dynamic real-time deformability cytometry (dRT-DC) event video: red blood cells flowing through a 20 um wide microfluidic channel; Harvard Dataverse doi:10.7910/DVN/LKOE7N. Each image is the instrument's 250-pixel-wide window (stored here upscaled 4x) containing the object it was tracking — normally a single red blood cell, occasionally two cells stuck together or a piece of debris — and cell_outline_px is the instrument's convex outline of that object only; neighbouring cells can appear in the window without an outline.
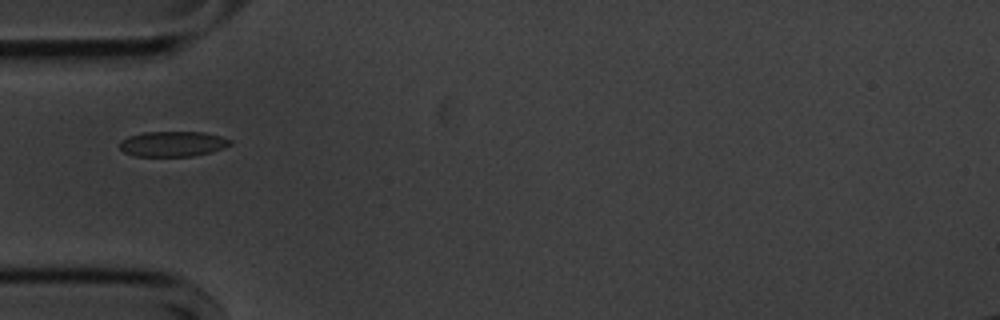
{"species": "common noctule bat (a hibernating species)", "species_latin": "Nyctalus noctula", "temperature_condition": "cold", "stored_images_in_passage": 39, "camera_frame_rate_fps": 3000, "um_per_image_px": 0.085, "animal": {"sex": "male", "body_mass_g": 20.1, "forearm_length_mm": 53.5}, "frame": {"image": 1, "passage_image": 1, "time_ms": 0.0, "image_size_px": [1000, 320], "cell_outline_px": [[232, 144], [224, 148], [212, 152], [192, 156], [132, 156], [124, 152], [120, 148], [120, 140], [128, 136], [144, 132], [204, 132], [220, 136], [232, 140]], "centroid_in_image_um": [14.69, 12.23], "position_along_channel_um": 70.3, "area_um2": 16.42}}
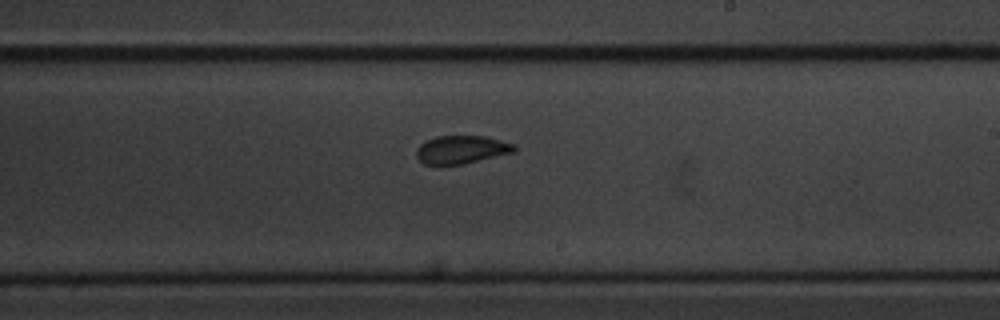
{"frame": {"image": 2, "passage_image": 16, "time_ms": 5.0, "image_size_px": [1000, 320], "cell_outline_px": [[516, 152], [464, 164], [424, 164], [416, 156], [416, 148], [420, 144], [436, 136], [484, 136], [516, 144]], "centroid_in_image_um": [39.26, 12.71], "position_along_channel_um": 249.7, "area_um2": 16.07}}
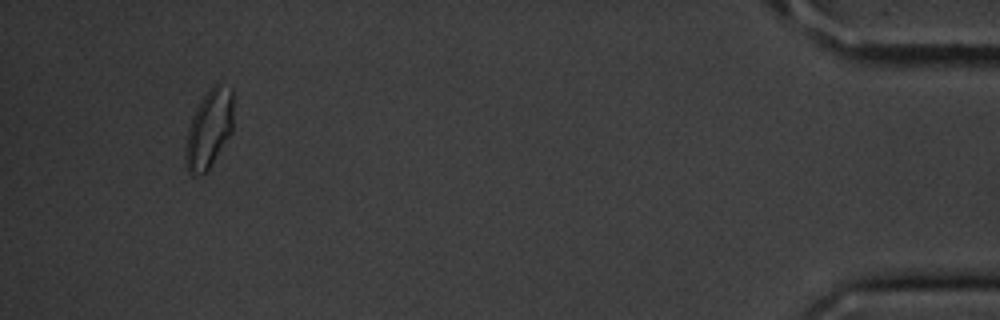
{"frame": {"image": 3, "passage_image": 36, "time_ms": 11.667, "image_size_px": [1000, 320], "cell_outline_px": [[232, 132], [208, 168], [204, 172], [192, 176], [188, 172], [184, 160], [184, 152], [188, 128], [192, 116], [196, 108], [212, 84], [216, 84], [232, 88]], "centroid_in_image_um": [17.74, 10.96], "position_along_channel_um": 417.5, "area_um2": 21.56}, "authors_computed_cell_mechanics": {"area_um2": 17.1088, "velocity_mm_per_s": 3.5792, "shape_relaxation_time_tau1_ms": 5.2685, "shape_relaxation_time_tau2_ms": 1.3073, "deformation_change_tau1": 0.0961, "deformation_change_tau2": 0.0332}}